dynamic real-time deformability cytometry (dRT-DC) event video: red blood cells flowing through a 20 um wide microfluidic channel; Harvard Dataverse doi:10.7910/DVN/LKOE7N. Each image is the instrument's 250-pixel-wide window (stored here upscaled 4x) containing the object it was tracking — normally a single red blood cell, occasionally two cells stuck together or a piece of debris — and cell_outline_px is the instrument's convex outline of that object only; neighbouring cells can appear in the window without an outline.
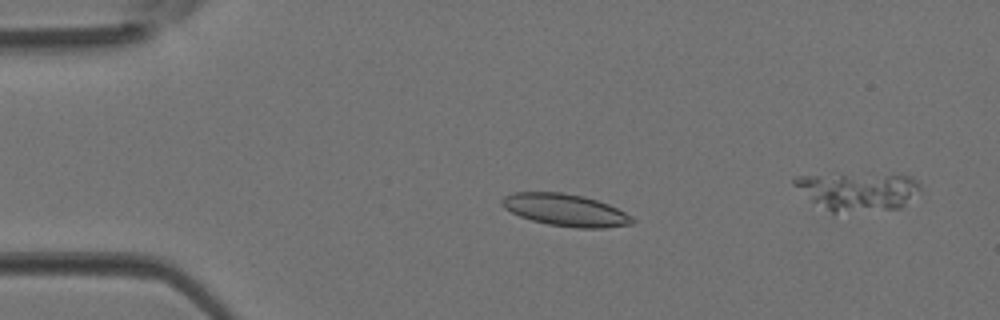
{"species": "Egyptian fruit bat (a non-hibernating species)", "species_latin": "Rousettus aegyptiacus", "temperature_condition": "room temperature", "stored_images_in_passage": 4, "segment_of_instrument_passage": [1, 2], "camera_frame_rate_fps": 3000, "um_per_image_px": 0.085, "animal": {"sex": "female"}, "frame": {"image": 1, "passage_image": 3, "time_ms": 0.667, "image_size_px": [1000, 320], "cell_outline_px": [[636, 220], [632, 224], [604, 228], [576, 228], [548, 224], [532, 220], [520, 216], [504, 208], [500, 204], [500, 200], [504, 196], [516, 192], [560, 192], [584, 196], [608, 204], [632, 216]], "centroid_in_image_um": [48.06, 17.85], "position_along_channel_um": 36.9, "area_um2": 24.39}}